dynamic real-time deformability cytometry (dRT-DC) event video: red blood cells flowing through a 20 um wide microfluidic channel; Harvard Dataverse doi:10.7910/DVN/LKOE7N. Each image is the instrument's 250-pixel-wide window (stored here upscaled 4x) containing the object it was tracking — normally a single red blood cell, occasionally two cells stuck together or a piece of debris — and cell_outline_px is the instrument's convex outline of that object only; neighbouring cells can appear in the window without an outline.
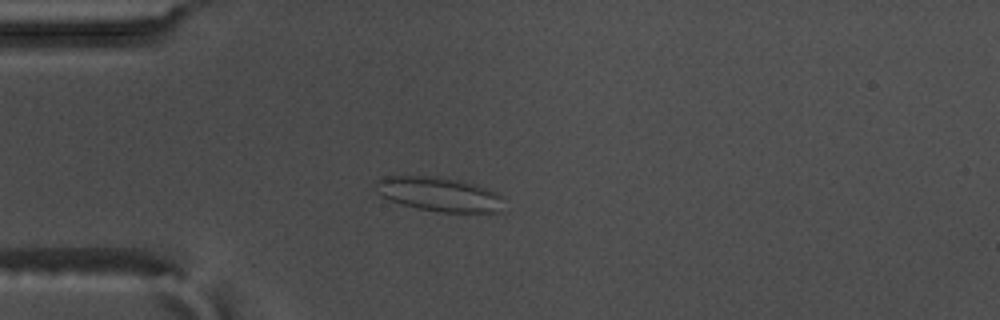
{"species": "common noctule bat (a hibernating species)", "species_latin": "Nyctalus noctula", "temperature_condition": "warm", "stored_images_in_passage": 59, "camera_frame_rate_fps": 3000, "um_per_image_px": 0.085, "animal": {"sex": "male", "body_mass_g": 17.5, "forearm_length_mm": 52.3}, "frame": {"image": 1, "passage_image": 17, "time_ms": 5.333, "image_size_px": [1000, 320], "cell_outline_px": [[504, 196], [496, 212], [440, 212], [416, 208], [400, 204], [380, 196], [376, 192], [372, 184], [376, 180], [384, 176], [436, 176], [460, 180], [476, 184], [496, 192]], "centroid_in_image_um": [37.23, 16.49], "position_along_channel_um": 47.8, "area_um2": 25.78}}
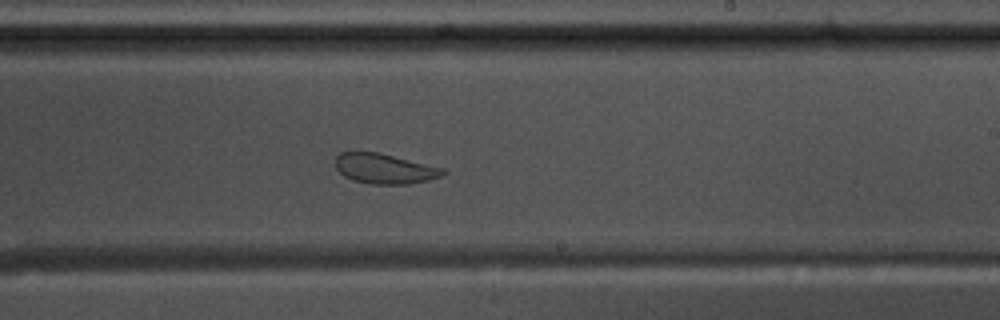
{"frame": {"image": 2, "passage_image": 36, "time_ms": 11.667, "image_size_px": [1000, 320], "cell_outline_px": [[448, 172], [440, 176], [428, 180], [408, 184], [372, 184], [352, 180], [344, 176], [336, 168], [336, 156], [340, 152], [380, 152], [444, 168]], "centroid_in_image_um": [32.7, 14.33], "position_along_channel_um": 256.3, "area_um2": 18.9}}
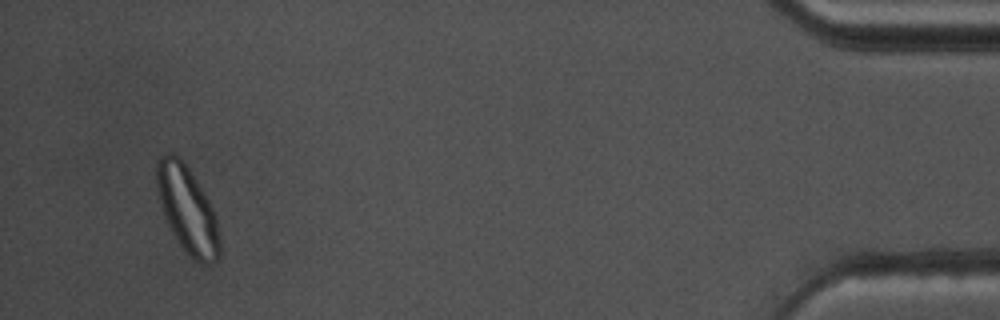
{"frame": {"image": 3, "passage_image": 56, "time_ms": 18.333, "image_size_px": [1000, 320], "cell_outline_px": [[220, 256], [216, 264], [200, 264], [176, 240], [164, 216], [156, 188], [156, 160], [160, 156], [168, 152], [172, 152], [180, 156], [204, 192], [212, 208], [216, 220], [220, 240]], "centroid_in_image_um": [15.91, 17.8], "position_along_channel_um": 419.3, "area_um2": 31.85}}